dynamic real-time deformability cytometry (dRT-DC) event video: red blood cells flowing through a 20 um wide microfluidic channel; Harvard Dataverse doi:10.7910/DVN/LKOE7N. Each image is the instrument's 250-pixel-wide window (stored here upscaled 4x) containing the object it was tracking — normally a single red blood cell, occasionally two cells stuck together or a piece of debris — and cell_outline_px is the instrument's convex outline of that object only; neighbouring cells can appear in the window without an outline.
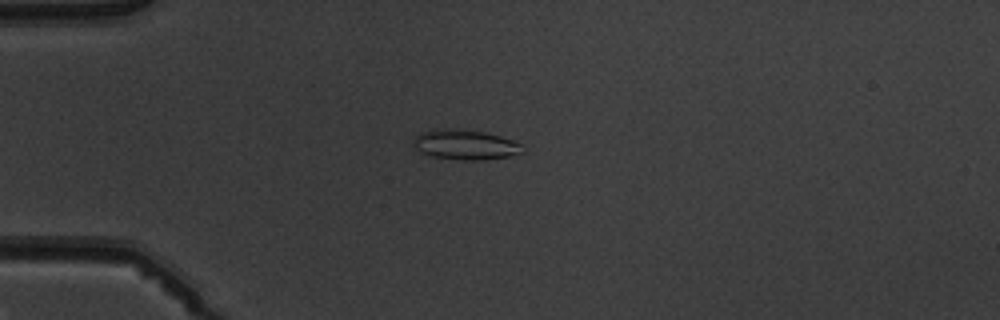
{"species": "common noctule bat (a hibernating species)", "species_latin": "Nyctalus noctula", "temperature_condition": "warm", "stored_images_in_passage": 6, "camera_frame_rate_fps": 3000, "um_per_image_px": 0.085, "animal": {"sex": "male", "body_mass_g": 19.5, "forearm_length_mm": 54.6}, "frame": {"image": 1, "passage_image": 6, "time_ms": 6.667, "image_size_px": [1000, 320], "cell_outline_px": [[524, 152], [512, 156], [484, 160], [464, 160], [432, 156], [420, 152], [416, 148], [412, 140], [420, 132], [436, 128], [456, 128], [484, 132], [500, 136], [512, 140], [520, 144]], "centroid_in_image_um": [39.53, 12.29], "position_along_channel_um": 45.5, "area_um2": 19.19}}